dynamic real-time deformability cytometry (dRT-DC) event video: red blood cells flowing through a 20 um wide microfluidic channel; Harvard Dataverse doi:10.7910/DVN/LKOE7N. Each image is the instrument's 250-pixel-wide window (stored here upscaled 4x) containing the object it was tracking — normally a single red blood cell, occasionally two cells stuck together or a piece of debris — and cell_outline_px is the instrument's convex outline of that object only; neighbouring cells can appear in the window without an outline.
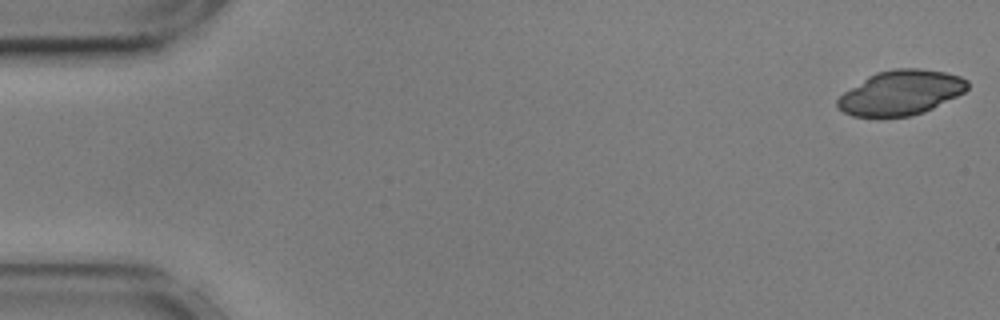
{"species": "common noctule bat (a hibernating species)", "species_latin": "Nyctalus noctula", "temperature_condition": "cold", "stored_images_in_passage": 55, "camera_frame_rate_fps": 3000, "um_per_image_px": 0.085, "animal": {"sex": "male", "body_mass_g": 17.9, "forearm_length_mm": 54.2}, "frame": {"image": 1, "passage_image": 1, "time_ms": 0.0, "image_size_px": [1000, 320], "cell_outline_px": [[968, 88], [964, 92], [924, 112], [912, 116], [852, 116], [836, 108], [836, 100], [844, 92], [868, 76], [876, 72], [896, 68], [920, 68], [944, 72], [960, 76], [968, 80]], "centroid_in_image_um": [76.56, 7.87], "position_along_channel_um": 8.4, "area_um2": 33.7}}